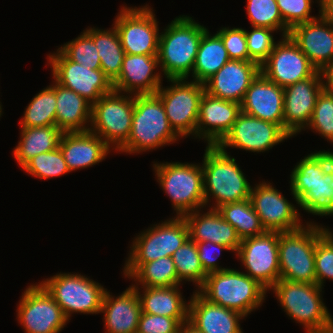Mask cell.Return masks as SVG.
I'll return each mask as SVG.
<instances>
[{
	"instance_id": "obj_10",
	"label": "cell",
	"mask_w": 333,
	"mask_h": 333,
	"mask_svg": "<svg viewBox=\"0 0 333 333\" xmlns=\"http://www.w3.org/2000/svg\"><path fill=\"white\" fill-rule=\"evenodd\" d=\"M186 80L168 79L171 85H161L156 92L171 127L181 138L196 137L200 101L205 92L204 84Z\"/></svg>"
},
{
	"instance_id": "obj_41",
	"label": "cell",
	"mask_w": 333,
	"mask_h": 333,
	"mask_svg": "<svg viewBox=\"0 0 333 333\" xmlns=\"http://www.w3.org/2000/svg\"><path fill=\"white\" fill-rule=\"evenodd\" d=\"M23 171L39 179H51L70 173L60 148L38 154L30 159Z\"/></svg>"
},
{
	"instance_id": "obj_26",
	"label": "cell",
	"mask_w": 333,
	"mask_h": 333,
	"mask_svg": "<svg viewBox=\"0 0 333 333\" xmlns=\"http://www.w3.org/2000/svg\"><path fill=\"white\" fill-rule=\"evenodd\" d=\"M70 172L102 162L112 148L93 132H64L59 142ZM111 149V150H110Z\"/></svg>"
},
{
	"instance_id": "obj_21",
	"label": "cell",
	"mask_w": 333,
	"mask_h": 333,
	"mask_svg": "<svg viewBox=\"0 0 333 333\" xmlns=\"http://www.w3.org/2000/svg\"><path fill=\"white\" fill-rule=\"evenodd\" d=\"M240 113L241 104L204 92L200 101L196 138L205 140L208 146H216L230 131Z\"/></svg>"
},
{
	"instance_id": "obj_54",
	"label": "cell",
	"mask_w": 333,
	"mask_h": 333,
	"mask_svg": "<svg viewBox=\"0 0 333 333\" xmlns=\"http://www.w3.org/2000/svg\"><path fill=\"white\" fill-rule=\"evenodd\" d=\"M318 333H333V329L326 332H318Z\"/></svg>"
},
{
	"instance_id": "obj_24",
	"label": "cell",
	"mask_w": 333,
	"mask_h": 333,
	"mask_svg": "<svg viewBox=\"0 0 333 333\" xmlns=\"http://www.w3.org/2000/svg\"><path fill=\"white\" fill-rule=\"evenodd\" d=\"M284 88L261 72L246 90L241 112L280 125L284 129Z\"/></svg>"
},
{
	"instance_id": "obj_25",
	"label": "cell",
	"mask_w": 333,
	"mask_h": 333,
	"mask_svg": "<svg viewBox=\"0 0 333 333\" xmlns=\"http://www.w3.org/2000/svg\"><path fill=\"white\" fill-rule=\"evenodd\" d=\"M189 302L188 321L201 333H243L240 320L245 316L206 300L197 290Z\"/></svg>"
},
{
	"instance_id": "obj_19",
	"label": "cell",
	"mask_w": 333,
	"mask_h": 333,
	"mask_svg": "<svg viewBox=\"0 0 333 333\" xmlns=\"http://www.w3.org/2000/svg\"><path fill=\"white\" fill-rule=\"evenodd\" d=\"M323 89L322 74L319 70L312 77L284 88V130L291 137L306 128L317 97Z\"/></svg>"
},
{
	"instance_id": "obj_37",
	"label": "cell",
	"mask_w": 333,
	"mask_h": 333,
	"mask_svg": "<svg viewBox=\"0 0 333 333\" xmlns=\"http://www.w3.org/2000/svg\"><path fill=\"white\" fill-rule=\"evenodd\" d=\"M53 81L26 106L20 127L56 126V81Z\"/></svg>"
},
{
	"instance_id": "obj_22",
	"label": "cell",
	"mask_w": 333,
	"mask_h": 333,
	"mask_svg": "<svg viewBox=\"0 0 333 333\" xmlns=\"http://www.w3.org/2000/svg\"><path fill=\"white\" fill-rule=\"evenodd\" d=\"M259 73L260 65L254 61L230 59L204 83L205 92L213 97L241 104L246 90Z\"/></svg>"
},
{
	"instance_id": "obj_36",
	"label": "cell",
	"mask_w": 333,
	"mask_h": 333,
	"mask_svg": "<svg viewBox=\"0 0 333 333\" xmlns=\"http://www.w3.org/2000/svg\"><path fill=\"white\" fill-rule=\"evenodd\" d=\"M225 221L231 224L243 240L265 233V229L249 199L223 204L216 209Z\"/></svg>"
},
{
	"instance_id": "obj_40",
	"label": "cell",
	"mask_w": 333,
	"mask_h": 333,
	"mask_svg": "<svg viewBox=\"0 0 333 333\" xmlns=\"http://www.w3.org/2000/svg\"><path fill=\"white\" fill-rule=\"evenodd\" d=\"M246 10L252 27L279 30L282 37L289 35L276 0H247Z\"/></svg>"
},
{
	"instance_id": "obj_30",
	"label": "cell",
	"mask_w": 333,
	"mask_h": 333,
	"mask_svg": "<svg viewBox=\"0 0 333 333\" xmlns=\"http://www.w3.org/2000/svg\"><path fill=\"white\" fill-rule=\"evenodd\" d=\"M179 286L134 287L140 299L142 313L172 318H188L189 303H186V300L182 298ZM141 288L142 291H140Z\"/></svg>"
},
{
	"instance_id": "obj_6",
	"label": "cell",
	"mask_w": 333,
	"mask_h": 333,
	"mask_svg": "<svg viewBox=\"0 0 333 333\" xmlns=\"http://www.w3.org/2000/svg\"><path fill=\"white\" fill-rule=\"evenodd\" d=\"M325 231L313 221L292 232L279 233L280 279L316 284L315 248Z\"/></svg>"
},
{
	"instance_id": "obj_3",
	"label": "cell",
	"mask_w": 333,
	"mask_h": 333,
	"mask_svg": "<svg viewBox=\"0 0 333 333\" xmlns=\"http://www.w3.org/2000/svg\"><path fill=\"white\" fill-rule=\"evenodd\" d=\"M202 160L204 198L210 205V198L215 199L210 209H217L223 204L240 202L250 198L251 185L236 159L217 146H206ZM210 200V201H209Z\"/></svg>"
},
{
	"instance_id": "obj_16",
	"label": "cell",
	"mask_w": 333,
	"mask_h": 333,
	"mask_svg": "<svg viewBox=\"0 0 333 333\" xmlns=\"http://www.w3.org/2000/svg\"><path fill=\"white\" fill-rule=\"evenodd\" d=\"M291 136L278 124L241 112L230 131L216 145L226 152L228 147L263 153Z\"/></svg>"
},
{
	"instance_id": "obj_9",
	"label": "cell",
	"mask_w": 333,
	"mask_h": 333,
	"mask_svg": "<svg viewBox=\"0 0 333 333\" xmlns=\"http://www.w3.org/2000/svg\"><path fill=\"white\" fill-rule=\"evenodd\" d=\"M112 90L92 104L90 131L117 151L128 139L134 113V95Z\"/></svg>"
},
{
	"instance_id": "obj_1",
	"label": "cell",
	"mask_w": 333,
	"mask_h": 333,
	"mask_svg": "<svg viewBox=\"0 0 333 333\" xmlns=\"http://www.w3.org/2000/svg\"><path fill=\"white\" fill-rule=\"evenodd\" d=\"M206 30L205 26L192 17L180 15L160 33L157 57L160 70L167 80H188Z\"/></svg>"
},
{
	"instance_id": "obj_50",
	"label": "cell",
	"mask_w": 333,
	"mask_h": 333,
	"mask_svg": "<svg viewBox=\"0 0 333 333\" xmlns=\"http://www.w3.org/2000/svg\"><path fill=\"white\" fill-rule=\"evenodd\" d=\"M321 74L324 90L333 94V61L321 70Z\"/></svg>"
},
{
	"instance_id": "obj_31",
	"label": "cell",
	"mask_w": 333,
	"mask_h": 333,
	"mask_svg": "<svg viewBox=\"0 0 333 333\" xmlns=\"http://www.w3.org/2000/svg\"><path fill=\"white\" fill-rule=\"evenodd\" d=\"M123 275L133 279V287H171L181 285L173 258L162 257L144 264H124Z\"/></svg>"
},
{
	"instance_id": "obj_38",
	"label": "cell",
	"mask_w": 333,
	"mask_h": 333,
	"mask_svg": "<svg viewBox=\"0 0 333 333\" xmlns=\"http://www.w3.org/2000/svg\"><path fill=\"white\" fill-rule=\"evenodd\" d=\"M298 207L318 216H333V166L330 165L319 177L311 190L299 201Z\"/></svg>"
},
{
	"instance_id": "obj_46",
	"label": "cell",
	"mask_w": 333,
	"mask_h": 333,
	"mask_svg": "<svg viewBox=\"0 0 333 333\" xmlns=\"http://www.w3.org/2000/svg\"><path fill=\"white\" fill-rule=\"evenodd\" d=\"M283 22L291 29L293 26L315 20L311 16L313 0H276Z\"/></svg>"
},
{
	"instance_id": "obj_13",
	"label": "cell",
	"mask_w": 333,
	"mask_h": 333,
	"mask_svg": "<svg viewBox=\"0 0 333 333\" xmlns=\"http://www.w3.org/2000/svg\"><path fill=\"white\" fill-rule=\"evenodd\" d=\"M16 311L18 323L25 333H60L69 322L39 282L25 289Z\"/></svg>"
},
{
	"instance_id": "obj_23",
	"label": "cell",
	"mask_w": 333,
	"mask_h": 333,
	"mask_svg": "<svg viewBox=\"0 0 333 333\" xmlns=\"http://www.w3.org/2000/svg\"><path fill=\"white\" fill-rule=\"evenodd\" d=\"M158 67L157 55L125 54L119 77L112 83L113 90L133 95L156 93L163 79L155 70Z\"/></svg>"
},
{
	"instance_id": "obj_15",
	"label": "cell",
	"mask_w": 333,
	"mask_h": 333,
	"mask_svg": "<svg viewBox=\"0 0 333 333\" xmlns=\"http://www.w3.org/2000/svg\"><path fill=\"white\" fill-rule=\"evenodd\" d=\"M47 56L53 79L61 86L75 91L91 104L113 90V84L102 70L84 68L71 61L59 48L56 53Z\"/></svg>"
},
{
	"instance_id": "obj_48",
	"label": "cell",
	"mask_w": 333,
	"mask_h": 333,
	"mask_svg": "<svg viewBox=\"0 0 333 333\" xmlns=\"http://www.w3.org/2000/svg\"><path fill=\"white\" fill-rule=\"evenodd\" d=\"M187 320L141 312L136 333H178L181 324Z\"/></svg>"
},
{
	"instance_id": "obj_51",
	"label": "cell",
	"mask_w": 333,
	"mask_h": 333,
	"mask_svg": "<svg viewBox=\"0 0 333 333\" xmlns=\"http://www.w3.org/2000/svg\"><path fill=\"white\" fill-rule=\"evenodd\" d=\"M320 6L319 14L333 17V0H316Z\"/></svg>"
},
{
	"instance_id": "obj_49",
	"label": "cell",
	"mask_w": 333,
	"mask_h": 333,
	"mask_svg": "<svg viewBox=\"0 0 333 333\" xmlns=\"http://www.w3.org/2000/svg\"><path fill=\"white\" fill-rule=\"evenodd\" d=\"M196 246L198 249L200 262L202 264L204 271L207 274L228 269L224 267L222 268V266H219V263L217 262V259L221 255L220 253L222 250L230 251V249L227 248L225 245L216 244L210 241H205V242H196ZM214 250L217 252L219 250L218 254L213 252Z\"/></svg>"
},
{
	"instance_id": "obj_29",
	"label": "cell",
	"mask_w": 333,
	"mask_h": 333,
	"mask_svg": "<svg viewBox=\"0 0 333 333\" xmlns=\"http://www.w3.org/2000/svg\"><path fill=\"white\" fill-rule=\"evenodd\" d=\"M91 111L90 102L75 91L56 82V127L58 129L63 133L89 131Z\"/></svg>"
},
{
	"instance_id": "obj_8",
	"label": "cell",
	"mask_w": 333,
	"mask_h": 333,
	"mask_svg": "<svg viewBox=\"0 0 333 333\" xmlns=\"http://www.w3.org/2000/svg\"><path fill=\"white\" fill-rule=\"evenodd\" d=\"M69 320L73 313L98 314L106 288L78 273H57L39 282Z\"/></svg>"
},
{
	"instance_id": "obj_35",
	"label": "cell",
	"mask_w": 333,
	"mask_h": 333,
	"mask_svg": "<svg viewBox=\"0 0 333 333\" xmlns=\"http://www.w3.org/2000/svg\"><path fill=\"white\" fill-rule=\"evenodd\" d=\"M331 165L328 151H316L301 159L290 175L291 195L296 203L315 185L319 177Z\"/></svg>"
},
{
	"instance_id": "obj_32",
	"label": "cell",
	"mask_w": 333,
	"mask_h": 333,
	"mask_svg": "<svg viewBox=\"0 0 333 333\" xmlns=\"http://www.w3.org/2000/svg\"><path fill=\"white\" fill-rule=\"evenodd\" d=\"M20 129V140L12 153L21 168L38 154L58 148L63 134L56 126L21 127Z\"/></svg>"
},
{
	"instance_id": "obj_42",
	"label": "cell",
	"mask_w": 333,
	"mask_h": 333,
	"mask_svg": "<svg viewBox=\"0 0 333 333\" xmlns=\"http://www.w3.org/2000/svg\"><path fill=\"white\" fill-rule=\"evenodd\" d=\"M59 49L71 60L84 68L101 70L98 49L93 39L83 30L82 34L60 46Z\"/></svg>"
},
{
	"instance_id": "obj_7",
	"label": "cell",
	"mask_w": 333,
	"mask_h": 333,
	"mask_svg": "<svg viewBox=\"0 0 333 333\" xmlns=\"http://www.w3.org/2000/svg\"><path fill=\"white\" fill-rule=\"evenodd\" d=\"M158 184L169 196L176 217L206 207L202 166L182 162H154Z\"/></svg>"
},
{
	"instance_id": "obj_18",
	"label": "cell",
	"mask_w": 333,
	"mask_h": 333,
	"mask_svg": "<svg viewBox=\"0 0 333 333\" xmlns=\"http://www.w3.org/2000/svg\"><path fill=\"white\" fill-rule=\"evenodd\" d=\"M317 71L289 35L275 44L268 58L260 65V72L283 88L312 77Z\"/></svg>"
},
{
	"instance_id": "obj_55",
	"label": "cell",
	"mask_w": 333,
	"mask_h": 333,
	"mask_svg": "<svg viewBox=\"0 0 333 333\" xmlns=\"http://www.w3.org/2000/svg\"><path fill=\"white\" fill-rule=\"evenodd\" d=\"M2 114H3L2 113V105H1V102H0V117H1Z\"/></svg>"
},
{
	"instance_id": "obj_44",
	"label": "cell",
	"mask_w": 333,
	"mask_h": 333,
	"mask_svg": "<svg viewBox=\"0 0 333 333\" xmlns=\"http://www.w3.org/2000/svg\"><path fill=\"white\" fill-rule=\"evenodd\" d=\"M316 284L323 288L325 279L333 281V233L331 229L317 239L315 248Z\"/></svg>"
},
{
	"instance_id": "obj_27",
	"label": "cell",
	"mask_w": 333,
	"mask_h": 333,
	"mask_svg": "<svg viewBox=\"0 0 333 333\" xmlns=\"http://www.w3.org/2000/svg\"><path fill=\"white\" fill-rule=\"evenodd\" d=\"M105 291L100 313L103 314L106 333H136L141 315V303L131 285L116 298Z\"/></svg>"
},
{
	"instance_id": "obj_11",
	"label": "cell",
	"mask_w": 333,
	"mask_h": 333,
	"mask_svg": "<svg viewBox=\"0 0 333 333\" xmlns=\"http://www.w3.org/2000/svg\"><path fill=\"white\" fill-rule=\"evenodd\" d=\"M189 238L184 217H172L139 233L130 246L125 264H144L170 256Z\"/></svg>"
},
{
	"instance_id": "obj_5",
	"label": "cell",
	"mask_w": 333,
	"mask_h": 333,
	"mask_svg": "<svg viewBox=\"0 0 333 333\" xmlns=\"http://www.w3.org/2000/svg\"><path fill=\"white\" fill-rule=\"evenodd\" d=\"M270 290L275 293L286 315L302 324L306 333L333 329V316L324 304L322 288L317 284L280 279Z\"/></svg>"
},
{
	"instance_id": "obj_14",
	"label": "cell",
	"mask_w": 333,
	"mask_h": 333,
	"mask_svg": "<svg viewBox=\"0 0 333 333\" xmlns=\"http://www.w3.org/2000/svg\"><path fill=\"white\" fill-rule=\"evenodd\" d=\"M279 232H268L241 240L236 256L246 273L269 291L280 280Z\"/></svg>"
},
{
	"instance_id": "obj_4",
	"label": "cell",
	"mask_w": 333,
	"mask_h": 333,
	"mask_svg": "<svg viewBox=\"0 0 333 333\" xmlns=\"http://www.w3.org/2000/svg\"><path fill=\"white\" fill-rule=\"evenodd\" d=\"M197 291L209 302L238 311L245 317L262 306L267 293L245 272L231 268L209 273Z\"/></svg>"
},
{
	"instance_id": "obj_47",
	"label": "cell",
	"mask_w": 333,
	"mask_h": 333,
	"mask_svg": "<svg viewBox=\"0 0 333 333\" xmlns=\"http://www.w3.org/2000/svg\"><path fill=\"white\" fill-rule=\"evenodd\" d=\"M217 34L221 37L230 59L253 61L249 57L245 29L222 27Z\"/></svg>"
},
{
	"instance_id": "obj_53",
	"label": "cell",
	"mask_w": 333,
	"mask_h": 333,
	"mask_svg": "<svg viewBox=\"0 0 333 333\" xmlns=\"http://www.w3.org/2000/svg\"><path fill=\"white\" fill-rule=\"evenodd\" d=\"M328 156H329V158H330L331 165L333 166V152H329V151H328Z\"/></svg>"
},
{
	"instance_id": "obj_33",
	"label": "cell",
	"mask_w": 333,
	"mask_h": 333,
	"mask_svg": "<svg viewBox=\"0 0 333 333\" xmlns=\"http://www.w3.org/2000/svg\"><path fill=\"white\" fill-rule=\"evenodd\" d=\"M207 29L201 38L192 71V81L204 84L218 72L229 60L221 37L215 33L211 36Z\"/></svg>"
},
{
	"instance_id": "obj_20",
	"label": "cell",
	"mask_w": 333,
	"mask_h": 333,
	"mask_svg": "<svg viewBox=\"0 0 333 333\" xmlns=\"http://www.w3.org/2000/svg\"><path fill=\"white\" fill-rule=\"evenodd\" d=\"M289 36L317 70L333 61V17L320 15L299 23L290 29Z\"/></svg>"
},
{
	"instance_id": "obj_17",
	"label": "cell",
	"mask_w": 333,
	"mask_h": 333,
	"mask_svg": "<svg viewBox=\"0 0 333 333\" xmlns=\"http://www.w3.org/2000/svg\"><path fill=\"white\" fill-rule=\"evenodd\" d=\"M270 182H259L251 188L250 200L268 232H292L304 226L300 213Z\"/></svg>"
},
{
	"instance_id": "obj_45",
	"label": "cell",
	"mask_w": 333,
	"mask_h": 333,
	"mask_svg": "<svg viewBox=\"0 0 333 333\" xmlns=\"http://www.w3.org/2000/svg\"><path fill=\"white\" fill-rule=\"evenodd\" d=\"M251 28L250 32L245 30L249 57L261 65L274 49L276 42L272 33L274 34L275 30L262 27Z\"/></svg>"
},
{
	"instance_id": "obj_39",
	"label": "cell",
	"mask_w": 333,
	"mask_h": 333,
	"mask_svg": "<svg viewBox=\"0 0 333 333\" xmlns=\"http://www.w3.org/2000/svg\"><path fill=\"white\" fill-rule=\"evenodd\" d=\"M178 279L183 282L190 281L198 290L208 275L200 262L196 242L188 238L172 255Z\"/></svg>"
},
{
	"instance_id": "obj_52",
	"label": "cell",
	"mask_w": 333,
	"mask_h": 333,
	"mask_svg": "<svg viewBox=\"0 0 333 333\" xmlns=\"http://www.w3.org/2000/svg\"><path fill=\"white\" fill-rule=\"evenodd\" d=\"M178 333H201V331L187 320L181 324Z\"/></svg>"
},
{
	"instance_id": "obj_28",
	"label": "cell",
	"mask_w": 333,
	"mask_h": 333,
	"mask_svg": "<svg viewBox=\"0 0 333 333\" xmlns=\"http://www.w3.org/2000/svg\"><path fill=\"white\" fill-rule=\"evenodd\" d=\"M208 210L202 214L199 209L183 216L189 229V238L195 242L222 244L237 253L241 239L235 228L216 209Z\"/></svg>"
},
{
	"instance_id": "obj_2",
	"label": "cell",
	"mask_w": 333,
	"mask_h": 333,
	"mask_svg": "<svg viewBox=\"0 0 333 333\" xmlns=\"http://www.w3.org/2000/svg\"><path fill=\"white\" fill-rule=\"evenodd\" d=\"M179 138L167 119L160 97L156 93L137 94L130 135L116 152L139 154L173 144Z\"/></svg>"
},
{
	"instance_id": "obj_12",
	"label": "cell",
	"mask_w": 333,
	"mask_h": 333,
	"mask_svg": "<svg viewBox=\"0 0 333 333\" xmlns=\"http://www.w3.org/2000/svg\"><path fill=\"white\" fill-rule=\"evenodd\" d=\"M113 26L118 32L125 54L157 55L160 32L158 21L149 5L122 6Z\"/></svg>"
},
{
	"instance_id": "obj_43",
	"label": "cell",
	"mask_w": 333,
	"mask_h": 333,
	"mask_svg": "<svg viewBox=\"0 0 333 333\" xmlns=\"http://www.w3.org/2000/svg\"><path fill=\"white\" fill-rule=\"evenodd\" d=\"M306 129L315 130L333 144V94L324 89L318 95L310 122Z\"/></svg>"
},
{
	"instance_id": "obj_34",
	"label": "cell",
	"mask_w": 333,
	"mask_h": 333,
	"mask_svg": "<svg viewBox=\"0 0 333 333\" xmlns=\"http://www.w3.org/2000/svg\"><path fill=\"white\" fill-rule=\"evenodd\" d=\"M85 32L93 39L101 61V70L113 83L121 72L125 51L117 30L112 25L110 29L86 28Z\"/></svg>"
}]
</instances>
